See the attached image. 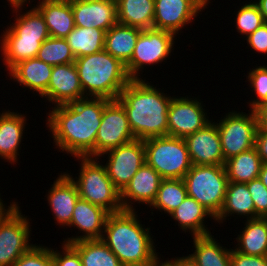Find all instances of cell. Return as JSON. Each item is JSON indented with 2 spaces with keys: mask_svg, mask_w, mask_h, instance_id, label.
I'll return each instance as SVG.
<instances>
[{
  "mask_svg": "<svg viewBox=\"0 0 267 266\" xmlns=\"http://www.w3.org/2000/svg\"><path fill=\"white\" fill-rule=\"evenodd\" d=\"M117 21L139 29L153 28L155 0H117Z\"/></svg>",
  "mask_w": 267,
  "mask_h": 266,
  "instance_id": "f546056e",
  "label": "cell"
},
{
  "mask_svg": "<svg viewBox=\"0 0 267 266\" xmlns=\"http://www.w3.org/2000/svg\"><path fill=\"white\" fill-rule=\"evenodd\" d=\"M177 35L155 28L144 29L140 32L137 43L133 50L131 60L125 65L131 80H142L144 67L158 65L166 62L169 55L174 52L173 48ZM173 50V51H172ZM172 52V53H171Z\"/></svg>",
  "mask_w": 267,
  "mask_h": 266,
  "instance_id": "ba28073f",
  "label": "cell"
},
{
  "mask_svg": "<svg viewBox=\"0 0 267 266\" xmlns=\"http://www.w3.org/2000/svg\"><path fill=\"white\" fill-rule=\"evenodd\" d=\"M8 3L7 5L12 6V5H16V4H31L32 1L31 0H6Z\"/></svg>",
  "mask_w": 267,
  "mask_h": 266,
  "instance_id": "816d5d0a",
  "label": "cell"
},
{
  "mask_svg": "<svg viewBox=\"0 0 267 266\" xmlns=\"http://www.w3.org/2000/svg\"><path fill=\"white\" fill-rule=\"evenodd\" d=\"M211 0H155L153 28L167 30L176 35L191 24ZM180 31V32H179Z\"/></svg>",
  "mask_w": 267,
  "mask_h": 266,
  "instance_id": "4fadbf2b",
  "label": "cell"
},
{
  "mask_svg": "<svg viewBox=\"0 0 267 266\" xmlns=\"http://www.w3.org/2000/svg\"><path fill=\"white\" fill-rule=\"evenodd\" d=\"M50 187L47 190L46 201L54 216L55 224L65 229L71 222L73 210L80 198L78 188L71 177L62 171L58 173V177Z\"/></svg>",
  "mask_w": 267,
  "mask_h": 266,
  "instance_id": "ffe728a7",
  "label": "cell"
},
{
  "mask_svg": "<svg viewBox=\"0 0 267 266\" xmlns=\"http://www.w3.org/2000/svg\"><path fill=\"white\" fill-rule=\"evenodd\" d=\"M85 97L116 100L131 81L125 65L104 49L74 62Z\"/></svg>",
  "mask_w": 267,
  "mask_h": 266,
  "instance_id": "277c9868",
  "label": "cell"
},
{
  "mask_svg": "<svg viewBox=\"0 0 267 266\" xmlns=\"http://www.w3.org/2000/svg\"><path fill=\"white\" fill-rule=\"evenodd\" d=\"M245 40L247 41L248 47L251 48V51L267 56V23H264L256 29Z\"/></svg>",
  "mask_w": 267,
  "mask_h": 266,
  "instance_id": "b9f144b4",
  "label": "cell"
},
{
  "mask_svg": "<svg viewBox=\"0 0 267 266\" xmlns=\"http://www.w3.org/2000/svg\"><path fill=\"white\" fill-rule=\"evenodd\" d=\"M1 193H0V218L10 209L13 207V205L16 203V199L15 201L11 200L12 202H10L11 204H9L8 206L4 203L5 201H3L1 199Z\"/></svg>",
  "mask_w": 267,
  "mask_h": 266,
  "instance_id": "681fc988",
  "label": "cell"
},
{
  "mask_svg": "<svg viewBox=\"0 0 267 266\" xmlns=\"http://www.w3.org/2000/svg\"><path fill=\"white\" fill-rule=\"evenodd\" d=\"M171 257V259L169 260V258H167L168 260H165L164 262L162 261L163 259L161 258V256L159 255L150 265L148 266H175V258Z\"/></svg>",
  "mask_w": 267,
  "mask_h": 266,
  "instance_id": "bcb514c9",
  "label": "cell"
},
{
  "mask_svg": "<svg viewBox=\"0 0 267 266\" xmlns=\"http://www.w3.org/2000/svg\"><path fill=\"white\" fill-rule=\"evenodd\" d=\"M31 6L29 10H26L29 7L28 4L9 6L12 7L10 9H12V15L15 16V20H13L14 23H10V26L9 24L7 25V28L1 33L0 38L46 40L50 37L43 16L33 5Z\"/></svg>",
  "mask_w": 267,
  "mask_h": 266,
  "instance_id": "44dd1931",
  "label": "cell"
},
{
  "mask_svg": "<svg viewBox=\"0 0 267 266\" xmlns=\"http://www.w3.org/2000/svg\"><path fill=\"white\" fill-rule=\"evenodd\" d=\"M75 26L102 29L105 32L117 21V3L113 0H70Z\"/></svg>",
  "mask_w": 267,
  "mask_h": 266,
  "instance_id": "d6986e66",
  "label": "cell"
},
{
  "mask_svg": "<svg viewBox=\"0 0 267 266\" xmlns=\"http://www.w3.org/2000/svg\"><path fill=\"white\" fill-rule=\"evenodd\" d=\"M36 57L52 66L73 63L76 59L66 38L51 36L42 43Z\"/></svg>",
  "mask_w": 267,
  "mask_h": 266,
  "instance_id": "d590c367",
  "label": "cell"
},
{
  "mask_svg": "<svg viewBox=\"0 0 267 266\" xmlns=\"http://www.w3.org/2000/svg\"><path fill=\"white\" fill-rule=\"evenodd\" d=\"M199 97H172L168 107V136L185 138L211 121Z\"/></svg>",
  "mask_w": 267,
  "mask_h": 266,
  "instance_id": "7c38bea8",
  "label": "cell"
},
{
  "mask_svg": "<svg viewBox=\"0 0 267 266\" xmlns=\"http://www.w3.org/2000/svg\"><path fill=\"white\" fill-rule=\"evenodd\" d=\"M74 158L79 162L80 169L78 170L79 173H77L79 175L74 177L71 172L68 173L66 171V173L75 182L79 197L100 206L110 214L122 211L120 191L108 177L104 160L98 157Z\"/></svg>",
  "mask_w": 267,
  "mask_h": 266,
  "instance_id": "5b68a950",
  "label": "cell"
},
{
  "mask_svg": "<svg viewBox=\"0 0 267 266\" xmlns=\"http://www.w3.org/2000/svg\"><path fill=\"white\" fill-rule=\"evenodd\" d=\"M245 2L240 8L237 7L238 11H234L236 17L235 24L233 23L236 31L242 35L239 38H243L244 35V39L265 23L258 6L252 0Z\"/></svg>",
  "mask_w": 267,
  "mask_h": 266,
  "instance_id": "8d00e7d4",
  "label": "cell"
},
{
  "mask_svg": "<svg viewBox=\"0 0 267 266\" xmlns=\"http://www.w3.org/2000/svg\"><path fill=\"white\" fill-rule=\"evenodd\" d=\"M231 266H267V256H253L231 248Z\"/></svg>",
  "mask_w": 267,
  "mask_h": 266,
  "instance_id": "7bdbcfd3",
  "label": "cell"
},
{
  "mask_svg": "<svg viewBox=\"0 0 267 266\" xmlns=\"http://www.w3.org/2000/svg\"><path fill=\"white\" fill-rule=\"evenodd\" d=\"M76 58L95 54L104 49L105 31L97 28L75 26L66 37Z\"/></svg>",
  "mask_w": 267,
  "mask_h": 266,
  "instance_id": "836d02e7",
  "label": "cell"
},
{
  "mask_svg": "<svg viewBox=\"0 0 267 266\" xmlns=\"http://www.w3.org/2000/svg\"><path fill=\"white\" fill-rule=\"evenodd\" d=\"M224 160L254 148L257 118L254 110H232L216 122Z\"/></svg>",
  "mask_w": 267,
  "mask_h": 266,
  "instance_id": "9c48e42d",
  "label": "cell"
},
{
  "mask_svg": "<svg viewBox=\"0 0 267 266\" xmlns=\"http://www.w3.org/2000/svg\"><path fill=\"white\" fill-rule=\"evenodd\" d=\"M257 118V131L267 132V102L254 109Z\"/></svg>",
  "mask_w": 267,
  "mask_h": 266,
  "instance_id": "f6af8a7d",
  "label": "cell"
},
{
  "mask_svg": "<svg viewBox=\"0 0 267 266\" xmlns=\"http://www.w3.org/2000/svg\"><path fill=\"white\" fill-rule=\"evenodd\" d=\"M70 245L79 253L82 266H123L102 239L80 240Z\"/></svg>",
  "mask_w": 267,
  "mask_h": 266,
  "instance_id": "d6a6232c",
  "label": "cell"
},
{
  "mask_svg": "<svg viewBox=\"0 0 267 266\" xmlns=\"http://www.w3.org/2000/svg\"><path fill=\"white\" fill-rule=\"evenodd\" d=\"M109 214L100 206L79 198L73 210L71 222L66 228L73 227L80 233L77 232L76 236L63 238V243L71 244L80 240L102 239Z\"/></svg>",
  "mask_w": 267,
  "mask_h": 266,
  "instance_id": "e0dca14e",
  "label": "cell"
},
{
  "mask_svg": "<svg viewBox=\"0 0 267 266\" xmlns=\"http://www.w3.org/2000/svg\"><path fill=\"white\" fill-rule=\"evenodd\" d=\"M254 148L261 158L262 163H267V132L257 131L255 136Z\"/></svg>",
  "mask_w": 267,
  "mask_h": 266,
  "instance_id": "ee69618b",
  "label": "cell"
},
{
  "mask_svg": "<svg viewBox=\"0 0 267 266\" xmlns=\"http://www.w3.org/2000/svg\"><path fill=\"white\" fill-rule=\"evenodd\" d=\"M34 1H38L37 5ZM30 5H34L43 16L51 37L66 38L74 29L70 0H32Z\"/></svg>",
  "mask_w": 267,
  "mask_h": 266,
  "instance_id": "cb8c5ba5",
  "label": "cell"
},
{
  "mask_svg": "<svg viewBox=\"0 0 267 266\" xmlns=\"http://www.w3.org/2000/svg\"><path fill=\"white\" fill-rule=\"evenodd\" d=\"M227 217L230 219L243 217L242 219L246 218V220L256 218L254 202L247 183L228 182L224 203L220 213L215 217V223L221 225L229 220Z\"/></svg>",
  "mask_w": 267,
  "mask_h": 266,
  "instance_id": "d4e9b609",
  "label": "cell"
},
{
  "mask_svg": "<svg viewBox=\"0 0 267 266\" xmlns=\"http://www.w3.org/2000/svg\"><path fill=\"white\" fill-rule=\"evenodd\" d=\"M253 2L258 6L265 23H267V0H254Z\"/></svg>",
  "mask_w": 267,
  "mask_h": 266,
  "instance_id": "7dc6e473",
  "label": "cell"
},
{
  "mask_svg": "<svg viewBox=\"0 0 267 266\" xmlns=\"http://www.w3.org/2000/svg\"><path fill=\"white\" fill-rule=\"evenodd\" d=\"M137 212L122 210L111 213L105 223L102 240L123 266H148L160 254L156 252L151 226L142 224Z\"/></svg>",
  "mask_w": 267,
  "mask_h": 266,
  "instance_id": "3957f363",
  "label": "cell"
},
{
  "mask_svg": "<svg viewBox=\"0 0 267 266\" xmlns=\"http://www.w3.org/2000/svg\"><path fill=\"white\" fill-rule=\"evenodd\" d=\"M29 219L18 202L0 218V266H12L34 245Z\"/></svg>",
  "mask_w": 267,
  "mask_h": 266,
  "instance_id": "30bf717a",
  "label": "cell"
},
{
  "mask_svg": "<svg viewBox=\"0 0 267 266\" xmlns=\"http://www.w3.org/2000/svg\"><path fill=\"white\" fill-rule=\"evenodd\" d=\"M175 266H193L187 258L182 255V257L175 256Z\"/></svg>",
  "mask_w": 267,
  "mask_h": 266,
  "instance_id": "f907efd6",
  "label": "cell"
},
{
  "mask_svg": "<svg viewBox=\"0 0 267 266\" xmlns=\"http://www.w3.org/2000/svg\"><path fill=\"white\" fill-rule=\"evenodd\" d=\"M60 251L52 248V259L54 266H82V261L79 253L70 245L60 243ZM56 249V250H55Z\"/></svg>",
  "mask_w": 267,
  "mask_h": 266,
  "instance_id": "60d3db41",
  "label": "cell"
},
{
  "mask_svg": "<svg viewBox=\"0 0 267 266\" xmlns=\"http://www.w3.org/2000/svg\"><path fill=\"white\" fill-rule=\"evenodd\" d=\"M213 121L184 138L192 165H225L220 135Z\"/></svg>",
  "mask_w": 267,
  "mask_h": 266,
  "instance_id": "2e32d148",
  "label": "cell"
},
{
  "mask_svg": "<svg viewBox=\"0 0 267 266\" xmlns=\"http://www.w3.org/2000/svg\"><path fill=\"white\" fill-rule=\"evenodd\" d=\"M135 139L123 106L117 100H110L104 107L96 136V157Z\"/></svg>",
  "mask_w": 267,
  "mask_h": 266,
  "instance_id": "5bb4252c",
  "label": "cell"
},
{
  "mask_svg": "<svg viewBox=\"0 0 267 266\" xmlns=\"http://www.w3.org/2000/svg\"><path fill=\"white\" fill-rule=\"evenodd\" d=\"M41 98L54 107L86 98L74 62L53 66L48 89Z\"/></svg>",
  "mask_w": 267,
  "mask_h": 266,
  "instance_id": "9a60e30c",
  "label": "cell"
},
{
  "mask_svg": "<svg viewBox=\"0 0 267 266\" xmlns=\"http://www.w3.org/2000/svg\"><path fill=\"white\" fill-rule=\"evenodd\" d=\"M187 196V189L183 179H163L157 196L149 207L151 208L152 216L154 209L161 213L164 211V214L169 216Z\"/></svg>",
  "mask_w": 267,
  "mask_h": 266,
  "instance_id": "e575fe53",
  "label": "cell"
},
{
  "mask_svg": "<svg viewBox=\"0 0 267 266\" xmlns=\"http://www.w3.org/2000/svg\"><path fill=\"white\" fill-rule=\"evenodd\" d=\"M263 185L267 188V163H262L259 177Z\"/></svg>",
  "mask_w": 267,
  "mask_h": 266,
  "instance_id": "c3c4849f",
  "label": "cell"
},
{
  "mask_svg": "<svg viewBox=\"0 0 267 266\" xmlns=\"http://www.w3.org/2000/svg\"><path fill=\"white\" fill-rule=\"evenodd\" d=\"M244 228L238 231L234 250L253 256H267V218L244 220Z\"/></svg>",
  "mask_w": 267,
  "mask_h": 266,
  "instance_id": "83f0119b",
  "label": "cell"
},
{
  "mask_svg": "<svg viewBox=\"0 0 267 266\" xmlns=\"http://www.w3.org/2000/svg\"><path fill=\"white\" fill-rule=\"evenodd\" d=\"M52 69V65L33 57L19 62L7 74L13 82L41 97L48 89Z\"/></svg>",
  "mask_w": 267,
  "mask_h": 266,
  "instance_id": "603a6c76",
  "label": "cell"
},
{
  "mask_svg": "<svg viewBox=\"0 0 267 266\" xmlns=\"http://www.w3.org/2000/svg\"><path fill=\"white\" fill-rule=\"evenodd\" d=\"M183 180L187 195L216 217L223 206L228 184L225 166L192 165Z\"/></svg>",
  "mask_w": 267,
  "mask_h": 266,
  "instance_id": "52a82bcc",
  "label": "cell"
},
{
  "mask_svg": "<svg viewBox=\"0 0 267 266\" xmlns=\"http://www.w3.org/2000/svg\"><path fill=\"white\" fill-rule=\"evenodd\" d=\"M142 29L116 23L105 32L104 50L126 65Z\"/></svg>",
  "mask_w": 267,
  "mask_h": 266,
  "instance_id": "f1b7e54d",
  "label": "cell"
},
{
  "mask_svg": "<svg viewBox=\"0 0 267 266\" xmlns=\"http://www.w3.org/2000/svg\"><path fill=\"white\" fill-rule=\"evenodd\" d=\"M162 180L163 178L150 165L144 163L120 192L123 210H137L134 205L136 202L145 204L147 208L150 207L157 196Z\"/></svg>",
  "mask_w": 267,
  "mask_h": 266,
  "instance_id": "ac0fdd59",
  "label": "cell"
},
{
  "mask_svg": "<svg viewBox=\"0 0 267 266\" xmlns=\"http://www.w3.org/2000/svg\"><path fill=\"white\" fill-rule=\"evenodd\" d=\"M145 77L131 80L116 99L124 108L136 139L168 136V107L173 96Z\"/></svg>",
  "mask_w": 267,
  "mask_h": 266,
  "instance_id": "7a4b0ae2",
  "label": "cell"
},
{
  "mask_svg": "<svg viewBox=\"0 0 267 266\" xmlns=\"http://www.w3.org/2000/svg\"><path fill=\"white\" fill-rule=\"evenodd\" d=\"M45 40H29L22 38H0V53L6 72L19 62L36 57Z\"/></svg>",
  "mask_w": 267,
  "mask_h": 266,
  "instance_id": "1f68e13d",
  "label": "cell"
},
{
  "mask_svg": "<svg viewBox=\"0 0 267 266\" xmlns=\"http://www.w3.org/2000/svg\"><path fill=\"white\" fill-rule=\"evenodd\" d=\"M192 239L194 252L184 257L193 266H231V248L223 246L212 233Z\"/></svg>",
  "mask_w": 267,
  "mask_h": 266,
  "instance_id": "4316f807",
  "label": "cell"
},
{
  "mask_svg": "<svg viewBox=\"0 0 267 266\" xmlns=\"http://www.w3.org/2000/svg\"><path fill=\"white\" fill-rule=\"evenodd\" d=\"M109 101L86 97L70 104L52 106L46 113L45 122L54 148L72 157H96V136Z\"/></svg>",
  "mask_w": 267,
  "mask_h": 266,
  "instance_id": "6da1fadb",
  "label": "cell"
},
{
  "mask_svg": "<svg viewBox=\"0 0 267 266\" xmlns=\"http://www.w3.org/2000/svg\"><path fill=\"white\" fill-rule=\"evenodd\" d=\"M169 216L175 224L178 223L181 232H189L191 237L211 234L210 227H207L209 225H205L206 220L215 221V217L190 196H187Z\"/></svg>",
  "mask_w": 267,
  "mask_h": 266,
  "instance_id": "484cf974",
  "label": "cell"
},
{
  "mask_svg": "<svg viewBox=\"0 0 267 266\" xmlns=\"http://www.w3.org/2000/svg\"><path fill=\"white\" fill-rule=\"evenodd\" d=\"M12 109L0 112V158L9 164H16L20 156L21 142L27 126V117Z\"/></svg>",
  "mask_w": 267,
  "mask_h": 266,
  "instance_id": "7402d4cb",
  "label": "cell"
},
{
  "mask_svg": "<svg viewBox=\"0 0 267 266\" xmlns=\"http://www.w3.org/2000/svg\"><path fill=\"white\" fill-rule=\"evenodd\" d=\"M246 80L248 81V87L251 86L250 91L256 95L253 100L247 102L250 110H254L259 105L267 102V65H256L250 69L246 75Z\"/></svg>",
  "mask_w": 267,
  "mask_h": 266,
  "instance_id": "74e56055",
  "label": "cell"
},
{
  "mask_svg": "<svg viewBox=\"0 0 267 266\" xmlns=\"http://www.w3.org/2000/svg\"><path fill=\"white\" fill-rule=\"evenodd\" d=\"M107 156V158L105 156ZM106 158L105 167L108 177L121 192L131 181L140 167L146 163L143 140L135 139L119 147L102 153L98 158Z\"/></svg>",
  "mask_w": 267,
  "mask_h": 266,
  "instance_id": "8fae6325",
  "label": "cell"
},
{
  "mask_svg": "<svg viewBox=\"0 0 267 266\" xmlns=\"http://www.w3.org/2000/svg\"><path fill=\"white\" fill-rule=\"evenodd\" d=\"M12 266H54L52 248L35 243Z\"/></svg>",
  "mask_w": 267,
  "mask_h": 266,
  "instance_id": "f35d334b",
  "label": "cell"
},
{
  "mask_svg": "<svg viewBox=\"0 0 267 266\" xmlns=\"http://www.w3.org/2000/svg\"><path fill=\"white\" fill-rule=\"evenodd\" d=\"M247 187L254 202L256 218H267V188L259 178L248 182Z\"/></svg>",
  "mask_w": 267,
  "mask_h": 266,
  "instance_id": "ab89813d",
  "label": "cell"
},
{
  "mask_svg": "<svg viewBox=\"0 0 267 266\" xmlns=\"http://www.w3.org/2000/svg\"><path fill=\"white\" fill-rule=\"evenodd\" d=\"M228 182L248 183L259 177L262 161L255 148L225 161Z\"/></svg>",
  "mask_w": 267,
  "mask_h": 266,
  "instance_id": "4dcf8cb0",
  "label": "cell"
},
{
  "mask_svg": "<svg viewBox=\"0 0 267 266\" xmlns=\"http://www.w3.org/2000/svg\"><path fill=\"white\" fill-rule=\"evenodd\" d=\"M146 163L163 179H183L192 167L184 138L152 137L143 140Z\"/></svg>",
  "mask_w": 267,
  "mask_h": 266,
  "instance_id": "8992f818",
  "label": "cell"
}]
</instances>
